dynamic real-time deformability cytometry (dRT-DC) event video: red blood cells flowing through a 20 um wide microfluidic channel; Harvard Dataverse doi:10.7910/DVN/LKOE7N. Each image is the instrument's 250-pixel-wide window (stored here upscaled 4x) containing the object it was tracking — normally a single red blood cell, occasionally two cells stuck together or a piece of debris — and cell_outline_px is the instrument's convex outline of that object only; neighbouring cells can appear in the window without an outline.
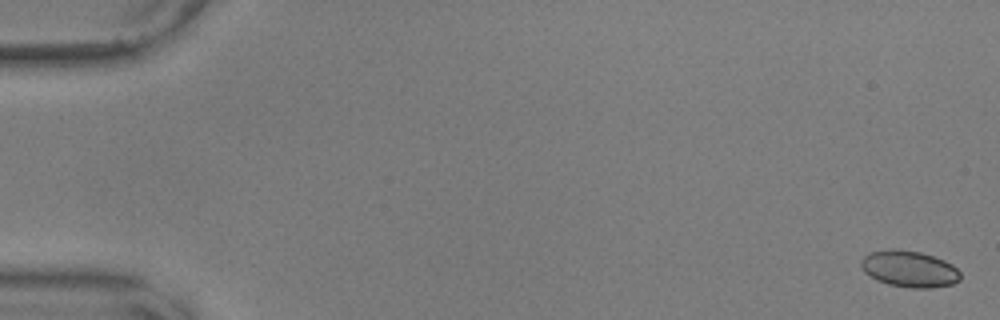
{"species": "common noctule bat (a hibernating species)", "species_latin": "Nyctalus noctula", "temperature_condition": "warm", "stored_images_in_passage": 58, "camera_frame_rate_fps": 3000, "um_per_image_px": 0.085, "animal": {"sex": "male", "body_mass_g": 17.9, "forearm_length_mm": 54.2}, "frame": {"image": 1, "passage_image": 2, "time_ms": 0.333, "image_size_px": [1000, 320], "cell_outline_px": [[960, 280], [952, 284], [928, 288], [912, 288], [888, 284], [876, 280], [864, 272], [860, 264], [860, 260], [864, 256], [872, 252], [892, 248], [920, 252], [944, 260], [952, 264], [960, 272]], "centroid_in_image_um": [77.28, 22.86], "position_along_channel_um": 7.7, "area_um2": 21.04}}
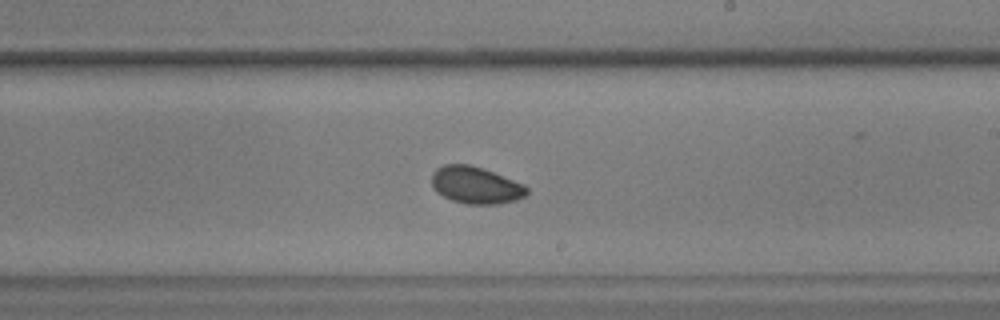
{"frame": {"image": 2, "passage_image": 35, "time_ms": 11.333, "image_size_px": [1000, 320], "cell_outline_px": [[528, 192], [524, 196], [516, 200], [500, 204], [464, 204], [452, 200], [436, 192], [432, 188], [432, 172], [436, 168], [444, 164], [468, 164], [484, 168], [524, 184], [528, 188]], "centroid_in_image_um": [40.42, 15.73], "position_along_channel_um": 248.6, "area_um2": 20.75}}
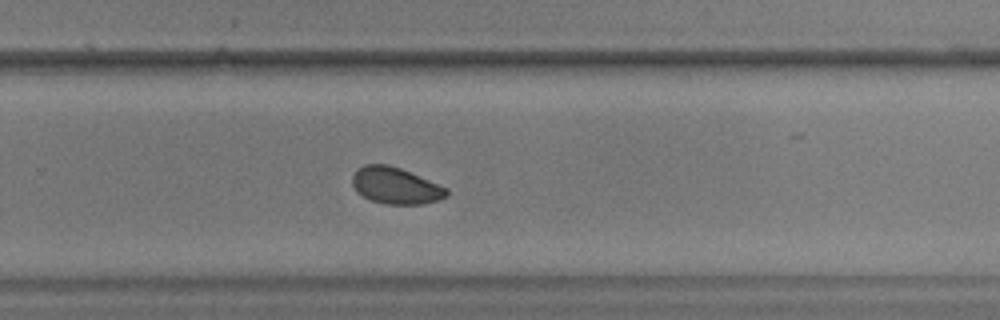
{"frame": {"image": 3, "passage_image": 39, "time_ms": 12.667, "image_size_px": [1000, 320], "cell_outline_px": [[448, 196], [436, 200], [420, 204], [384, 204], [372, 200], [356, 192], [352, 184], [352, 176], [356, 168], [364, 164], [388, 164], [400, 168], [448, 188]], "centroid_in_image_um": [33.59, 15.77], "position_along_channel_um": 296.2, "area_um2": 20.06}, "authors_computed_cell_mechanics": {"area_um2": 20.7502, "velocity_mm_per_s": 3.5846, "shape_relaxation_time_tau1_ms": 2.8689, "shape_relaxation_time_tau2_ms": null, "deformation_change_tau1": 0.0367, "deformation_change_tau2": null}}